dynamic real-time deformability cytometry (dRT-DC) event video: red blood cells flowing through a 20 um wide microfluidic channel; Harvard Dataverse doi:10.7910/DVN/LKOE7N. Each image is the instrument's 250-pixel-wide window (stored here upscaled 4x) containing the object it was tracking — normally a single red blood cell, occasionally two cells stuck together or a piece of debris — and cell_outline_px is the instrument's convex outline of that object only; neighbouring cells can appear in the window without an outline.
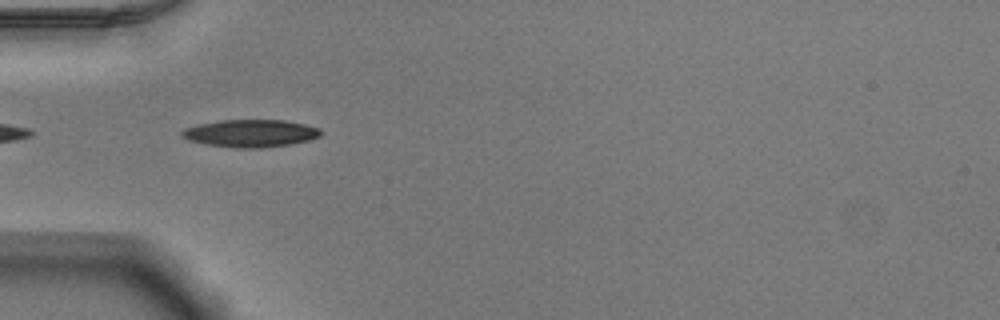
{"species": "Egyptian fruit bat (a non-hibernating species)", "species_latin": "Rousettus aegyptiacus", "temperature_condition": "warm", "stored_images_in_passage": 38, "camera_frame_rate_fps": 3000, "um_per_image_px": 0.085, "animal": {"sex": "male"}, "frame": {"image": 1, "passage_image": 3, "time_ms": 0.667, "image_size_px": [1000, 320], "cell_outline_px": [[324, 132], [320, 136], [308, 140], [288, 144], [260, 148], [240, 148], [208, 144], [188, 140], [180, 136], [180, 132], [184, 128], [196, 124], [220, 120], [284, 120], [304, 124], [320, 128]], "centroid_in_image_um": [21.28, 11.32], "position_along_channel_um": 63.7, "area_um2": 22.25}}
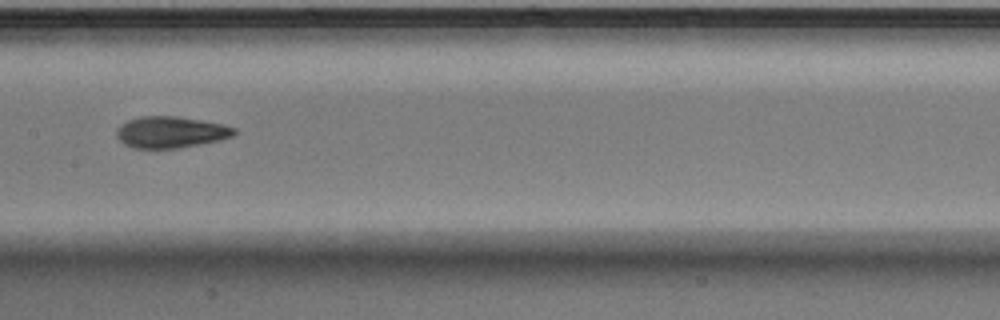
{"frame": {"image": 2, "passage_image": 13, "time_ms": 4.0, "image_size_px": [1000, 320], "cell_outline_px": [[236, 132], [232, 136], [220, 140], [180, 148], [132, 148], [124, 144], [116, 136], [116, 132], [120, 124], [128, 120], [140, 116], [176, 116], [200, 120], [220, 124], [236, 128]], "centroid_in_image_um": [14.48, 11.23], "position_along_channel_um": 192.9, "area_um2": 21.5}}
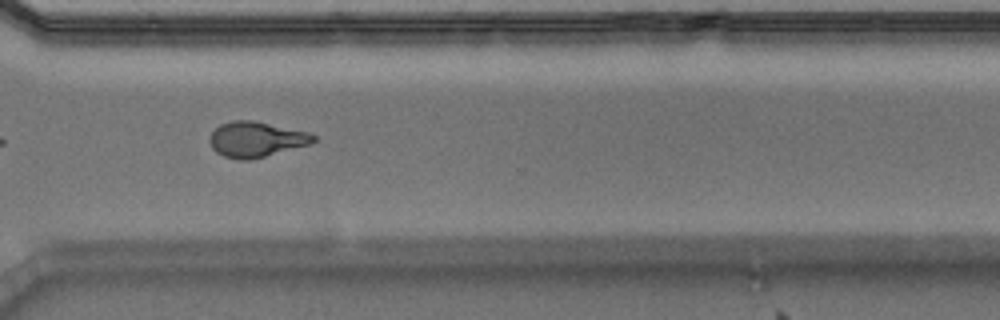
{"frame": {"image": 3, "passage_image": 25, "time_ms": 8.0, "image_size_px": [1000, 320], "cell_outline_px": [[316, 140], [308, 144], [264, 156], [248, 160], [240, 160], [224, 156], [216, 152], [212, 148], [208, 140], [208, 136], [220, 124], [232, 120], [252, 120], [308, 132], [316, 136]], "centroid_in_image_um": [21.71, 11.83], "position_along_channel_um": 348.9, "area_um2": 21.15}, "authors_computed_cell_mechanics": {"area_um2": 21.3282, "velocity_mm_per_s": 3.9043, "shape_relaxation_time_tau1_ms": 4.4557, "shape_relaxation_time_tau2_ms": 2.0576, "deformation_change_tau1": 0.181, "deformation_change_tau2": 0.0912}}